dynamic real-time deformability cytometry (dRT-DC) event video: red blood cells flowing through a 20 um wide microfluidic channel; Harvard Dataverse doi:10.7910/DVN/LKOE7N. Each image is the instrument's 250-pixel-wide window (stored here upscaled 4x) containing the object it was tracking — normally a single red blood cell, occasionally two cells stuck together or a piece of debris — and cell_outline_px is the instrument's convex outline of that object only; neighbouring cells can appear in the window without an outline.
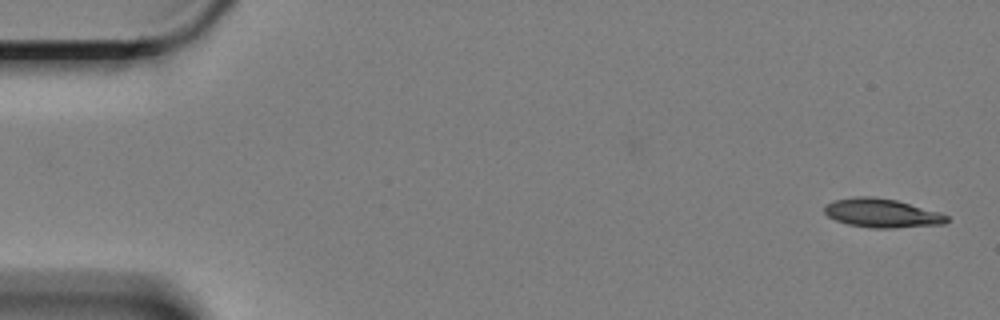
{"species": "Egyptian fruit bat (a non-hibernating species)", "species_latin": "Rousettus aegyptiacus", "temperature_condition": "cold", "stored_images_in_passage": 55, "camera_frame_rate_fps": 3000, "um_per_image_px": 0.085, "animal": {"sex": "female"}, "frame": {"image": 1, "passage_image": 1, "time_ms": 0.0, "image_size_px": [1000, 320], "cell_outline_px": [[948, 220], [944, 224], [896, 228], [868, 228], [848, 224], [836, 220], [828, 216], [824, 212], [824, 208], [828, 204], [836, 200], [856, 196], [872, 196], [896, 200], [936, 212], [948, 216]], "centroid_in_image_um": [74.93, 18.12], "position_along_channel_um": 10.1, "area_um2": 20.29}}
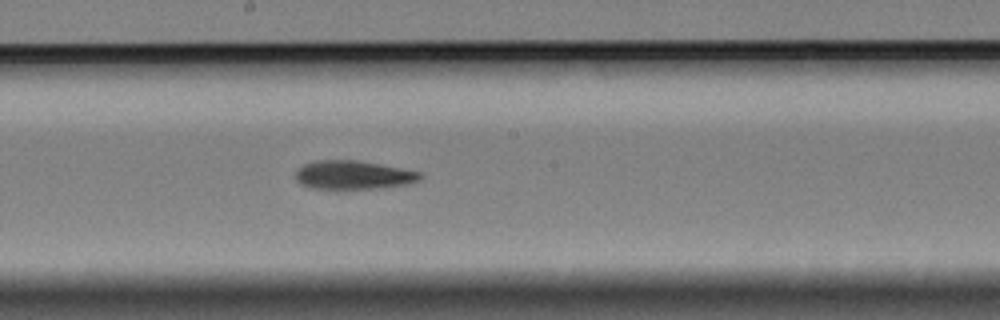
{"frame": {"image": 2, "passage_image": 31, "time_ms": 10.0, "image_size_px": [1000, 320], "cell_outline_px": [[424, 176], [420, 180], [408, 184], [380, 188], [336, 192], [308, 188], [300, 184], [296, 180], [296, 168], [304, 164], [316, 160], [356, 160], [380, 164], [420, 172]], "centroid_in_image_um": [29.96, 14.93], "position_along_channel_um": 218.2, "area_um2": 21.85}}
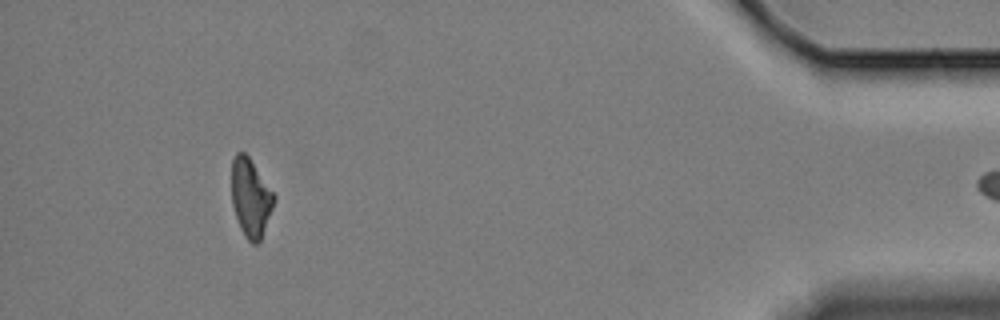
{"frame": {"image": 3, "passage_image": 54, "time_ms": 17.667, "image_size_px": [1000, 320], "cell_outline_px": [[276, 200], [260, 240], [256, 244], [252, 244], [244, 236], [240, 228], [232, 204], [232, 160], [236, 152], [244, 152], [248, 156], [276, 196]], "centroid_in_image_um": [21.31, 16.81], "position_along_channel_um": 413.9, "area_um2": 19.19}}